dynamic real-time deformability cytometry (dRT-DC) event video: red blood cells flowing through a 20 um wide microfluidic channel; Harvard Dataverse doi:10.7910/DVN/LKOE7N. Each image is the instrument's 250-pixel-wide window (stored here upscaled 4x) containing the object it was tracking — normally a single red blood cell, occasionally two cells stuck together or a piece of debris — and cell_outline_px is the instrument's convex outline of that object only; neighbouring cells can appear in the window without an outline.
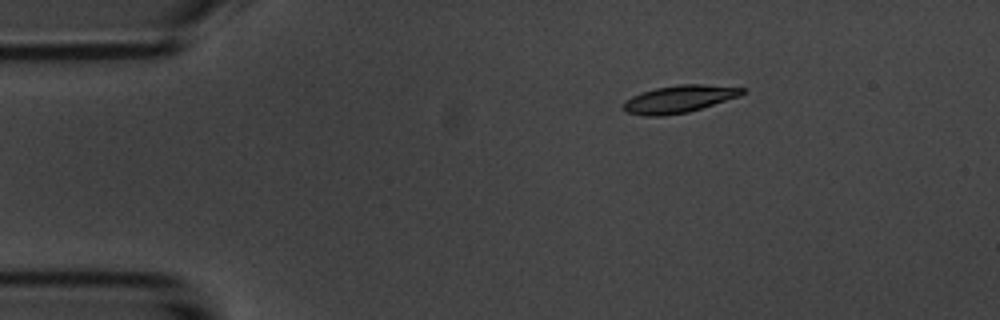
{"species": "common noctule bat (a hibernating species)", "species_latin": "Nyctalus noctula", "temperature_condition": "room temperature", "stored_images_in_passage": 3, "camera_frame_rate_fps": 3000, "um_per_image_px": 0.085, "animal": {"sex": "male", "body_mass_g": 20.1, "forearm_length_mm": 53.5}, "frame": {"image": 1, "passage_image": 1, "time_ms": 0.0, "image_size_px": [1000, 320], "cell_outline_px": [[748, 88], [740, 96], [688, 112], [664, 116], [644, 116], [628, 112], [624, 108], [624, 100], [632, 96], [656, 88], [676, 84], [704, 84]], "centroid_in_image_um": [57.75, 8.41], "position_along_channel_um": 27.2, "area_um2": 18.9}}